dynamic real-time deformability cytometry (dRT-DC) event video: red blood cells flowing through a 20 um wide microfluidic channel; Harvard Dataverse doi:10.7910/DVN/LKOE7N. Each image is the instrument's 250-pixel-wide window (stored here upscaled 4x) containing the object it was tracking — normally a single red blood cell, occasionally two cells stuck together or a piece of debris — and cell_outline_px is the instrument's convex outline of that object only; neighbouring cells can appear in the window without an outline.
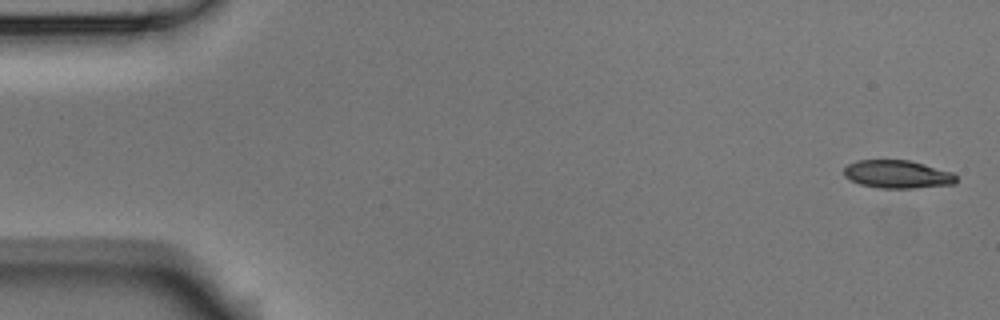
{"species": "Egyptian fruit bat (a non-hibernating species)", "species_latin": "Rousettus aegyptiacus", "temperature_condition": "room temperature", "stored_images_in_passage": 4, "camera_frame_rate_fps": 3000, "um_per_image_px": 0.085, "animal": {"sex": "male"}, "frame": {"image": 1, "passage_image": 1, "time_ms": 0.0, "image_size_px": [1000, 320], "cell_outline_px": [[956, 180], [952, 184], [912, 188], [880, 188], [860, 184], [844, 176], [844, 168], [848, 164], [856, 160], [908, 160], [924, 164], [952, 172], [956, 176]], "centroid_in_image_um": [76.25, 14.8], "position_along_channel_um": 8.7, "area_um2": 18.15}}